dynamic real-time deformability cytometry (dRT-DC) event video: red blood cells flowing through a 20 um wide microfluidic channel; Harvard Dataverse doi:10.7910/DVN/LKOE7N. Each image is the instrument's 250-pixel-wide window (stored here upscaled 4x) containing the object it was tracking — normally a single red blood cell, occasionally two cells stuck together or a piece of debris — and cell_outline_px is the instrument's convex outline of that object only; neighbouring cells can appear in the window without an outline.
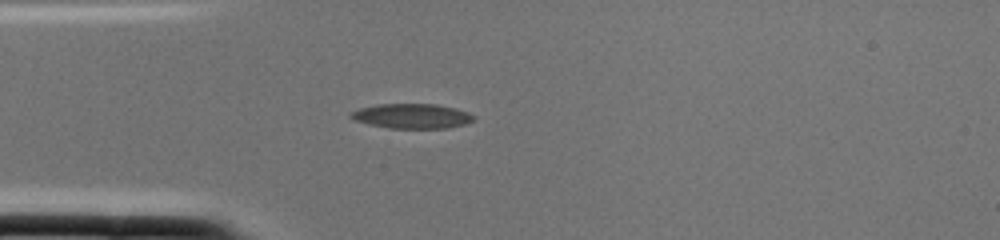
{"species": "common noctule bat (a hibernating species)", "species_latin": "Nyctalus noctula", "temperature_condition": "cold", "stored_images_in_passage": 2, "camera_frame_rate_fps": 3000, "um_per_image_px": 0.085, "animal": {"sex": "female", "body_mass_g": 22.0, "forearm_length_mm": 56.7}, "frame": {"image": 1, "passage_image": 2, "time_ms": 0.333, "image_size_px": [1000, 240], "cell_outline_px": [[476, 120], [464, 124], [448, 128], [388, 128], [368, 124], [356, 120], [348, 116], [352, 112], [360, 108], [376, 104], [436, 104], [456, 108], [468, 112], [476, 116]], "centroid_in_image_um": [35.05, 9.86], "position_along_channel_um": 49.9, "area_um2": 17.8}}